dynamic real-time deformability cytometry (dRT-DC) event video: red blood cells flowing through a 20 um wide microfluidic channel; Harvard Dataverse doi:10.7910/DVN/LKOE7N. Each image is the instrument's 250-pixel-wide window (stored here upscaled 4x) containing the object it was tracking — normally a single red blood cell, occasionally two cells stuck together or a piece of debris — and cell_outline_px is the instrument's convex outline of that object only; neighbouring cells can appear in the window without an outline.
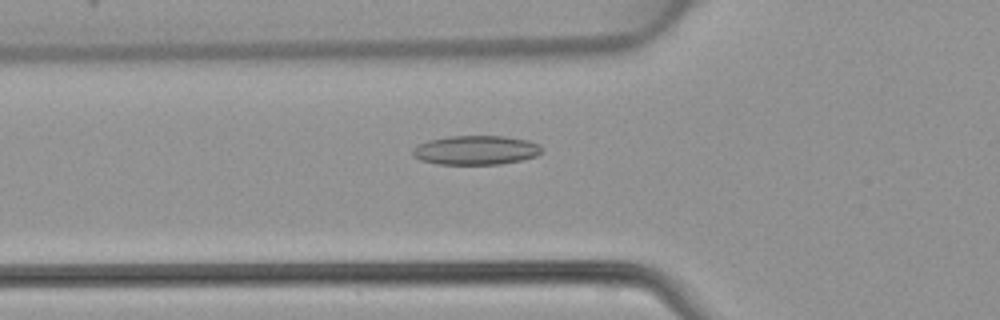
{"species": "common noctule bat (a hibernating species)", "species_latin": "Nyctalus noctula", "temperature_condition": "warm", "stored_images_in_passage": 45, "camera_frame_rate_fps": 3000, "um_per_image_px": 0.085, "animal": {"sex": "female", "body_mass_g": 22.7, "forearm_length_mm": 54.2}, "frame": {"image": 1, "passage_image": 14, "time_ms": 4.333, "image_size_px": [1000, 320], "cell_outline_px": [[544, 152], [536, 156], [520, 160], [500, 164], [436, 164], [420, 160], [412, 156], [412, 148], [416, 144], [428, 140], [448, 136], [504, 136], [528, 140], [540, 144], [544, 148]], "centroid_in_image_um": [40.44, 12.76], "position_along_channel_um": 85.4, "area_um2": 22.31}}
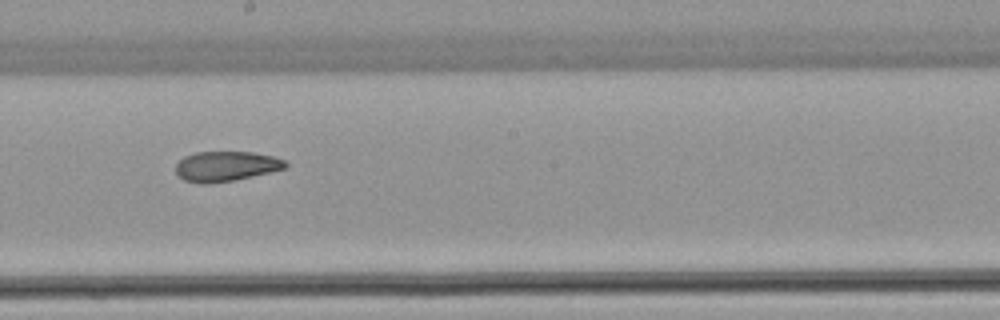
{"frame": {"image": 2, "passage_image": 24, "time_ms": 7.667, "image_size_px": [1000, 320], "cell_outline_px": [[288, 164], [284, 168], [252, 176], [232, 180], [204, 184], [200, 184], [184, 180], [176, 172], [176, 164], [184, 156], [196, 152], [252, 152], [272, 156], [284, 160]], "centroid_in_image_um": [19.17, 14.12], "position_along_channel_um": 229.0, "area_um2": 18.9}}
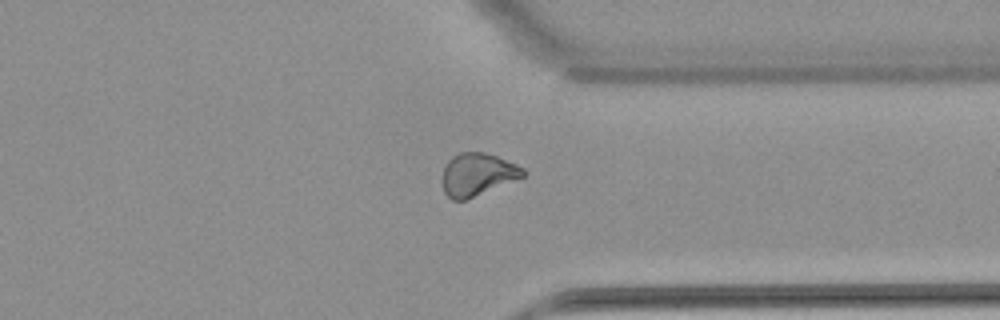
{"frame": {"image": 3, "passage_image": 34, "time_ms": 11.0, "image_size_px": [1000, 320], "cell_outline_px": [[528, 172], [524, 176], [464, 200], [452, 200], [444, 192], [444, 168], [448, 160], [452, 156], [460, 152], [484, 152], [496, 156], [516, 164], [524, 168]], "centroid_in_image_um": [40.59, 14.81], "position_along_channel_um": 370.8, "area_um2": 19.65}}